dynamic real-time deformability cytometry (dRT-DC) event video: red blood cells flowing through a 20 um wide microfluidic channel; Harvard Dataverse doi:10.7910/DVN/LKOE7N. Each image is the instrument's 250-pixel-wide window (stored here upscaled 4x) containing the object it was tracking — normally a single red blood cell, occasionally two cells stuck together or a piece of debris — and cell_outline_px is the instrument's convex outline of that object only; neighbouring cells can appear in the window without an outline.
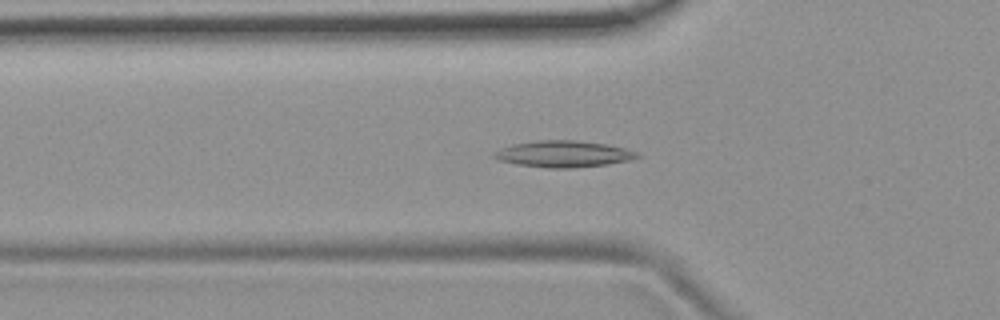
{"species": "common noctule bat (a hibernating species)", "species_latin": "Nyctalus noctula", "temperature_condition": "room temperature", "stored_images_in_passage": 53, "camera_frame_rate_fps": 3000, "um_per_image_px": 0.085, "animal": {"sex": "female", "body_mass_g": 19.9}, "frame": {"image": 1, "passage_image": 18, "time_ms": 5.667, "image_size_px": [1000, 320], "cell_outline_px": [[640, 156], [628, 160], [608, 164], [572, 168], [548, 168], [516, 164], [500, 160], [492, 156], [492, 152], [500, 148], [512, 144], [536, 140], [576, 140], [604, 144], [624, 148], [640, 152]], "centroid_in_image_um": [47.86, 13.08], "position_along_channel_um": 77.9, "area_um2": 22.08}}
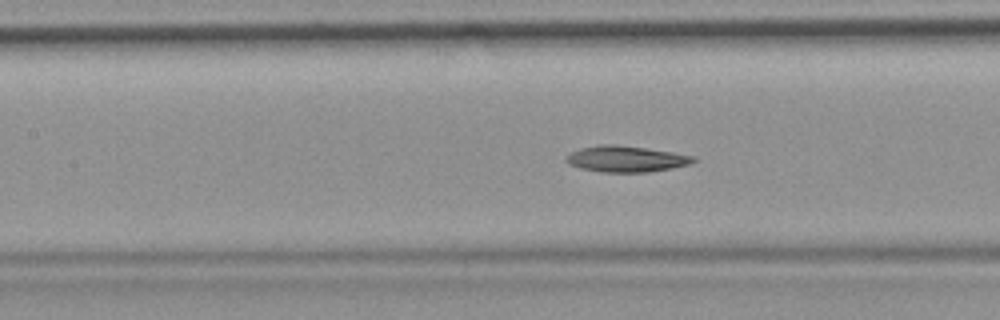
{"frame": {"image": 2, "passage_image": 24, "time_ms": 7.667, "image_size_px": [1000, 320], "cell_outline_px": [[696, 160], [688, 164], [672, 168], [648, 172], [600, 172], [580, 168], [568, 164], [564, 160], [572, 152], [580, 148], [600, 144], [616, 144], [672, 152], [696, 156]], "centroid_in_image_um": [53.2, 13.51], "position_along_channel_um": 154.2, "area_um2": 19.31}}
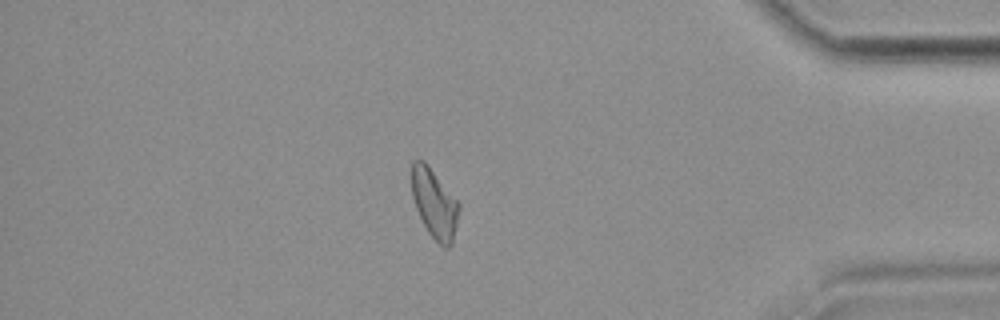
{"frame": {"image": 3, "passage_image": 46, "time_ms": 15.0, "image_size_px": [1000, 320], "cell_outline_px": [[460, 208], [452, 244], [448, 248], [444, 248], [428, 232], [416, 208], [412, 196], [412, 160], [424, 160], [428, 164], [460, 204]], "centroid_in_image_um": [36.93, 17.29], "position_along_channel_um": 398.3, "area_um2": 18.9}, "authors_computed_cell_mechanics": {"area_um2": 19.5364, "velocity_mm_per_s": 3.7892, "shape_relaxation_time_tau1_ms": null, "shape_relaxation_time_tau2_ms": 3.8758, "deformation_change_tau1": null, "deformation_change_tau2": 0.1135}}